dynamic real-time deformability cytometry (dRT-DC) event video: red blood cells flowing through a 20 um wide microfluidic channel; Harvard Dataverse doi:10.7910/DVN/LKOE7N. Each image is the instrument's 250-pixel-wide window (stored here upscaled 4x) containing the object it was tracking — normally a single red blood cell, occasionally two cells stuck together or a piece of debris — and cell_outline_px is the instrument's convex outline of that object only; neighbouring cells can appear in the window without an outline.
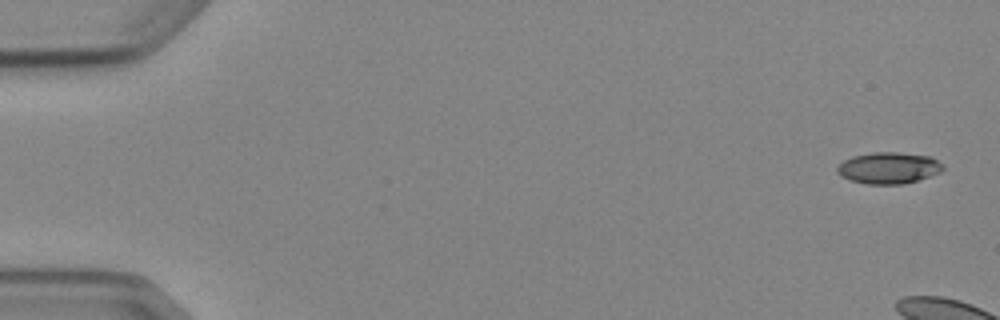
{"species": "Egyptian fruit bat (a non-hibernating species)", "species_latin": "Rousettus aegyptiacus", "temperature_condition": "cold", "stored_images_in_passage": 6, "camera_frame_rate_fps": 3000, "um_per_image_px": 0.085, "animal": {"sex": "female"}, "frame": {"image": 1, "passage_image": 1, "time_ms": 0.0, "image_size_px": [1000, 320], "cell_outline_px": [[944, 168], [940, 172], [904, 184], [868, 184], [848, 180], [840, 176], [836, 172], [836, 168], [844, 160], [852, 156], [872, 152], [896, 152], [928, 156], [944, 164]], "centroid_in_image_um": [75.49, 14.27], "position_along_channel_um": 9.5, "area_um2": 19.36}}